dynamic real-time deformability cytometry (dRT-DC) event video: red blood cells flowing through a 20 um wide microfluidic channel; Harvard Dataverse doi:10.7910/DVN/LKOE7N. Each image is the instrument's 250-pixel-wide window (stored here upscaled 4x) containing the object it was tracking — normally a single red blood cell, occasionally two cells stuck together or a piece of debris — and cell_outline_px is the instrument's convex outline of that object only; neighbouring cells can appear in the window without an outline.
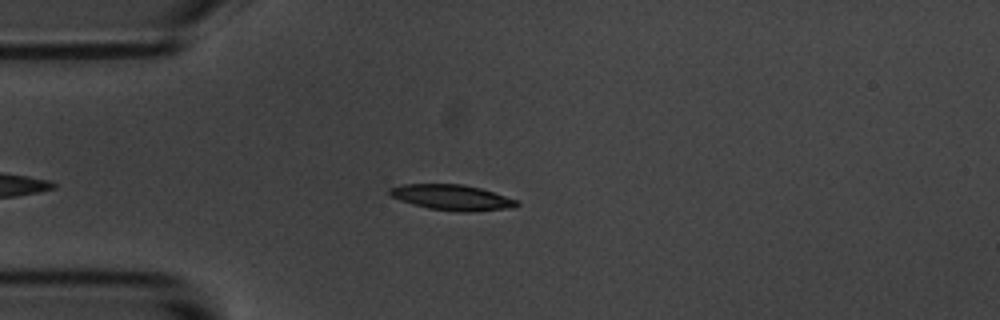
{"species": "common noctule bat (a hibernating species)", "species_latin": "Nyctalus noctula", "temperature_condition": "room temperature", "stored_images_in_passage": 44, "camera_frame_rate_fps": 3000, "um_per_image_px": 0.085, "animal": {"sex": "male", "body_mass_g": 20.1, "forearm_length_mm": 53.5}, "frame": {"image": 1, "passage_image": 5, "time_ms": 1.333, "image_size_px": [1000, 320], "cell_outline_px": [[520, 204], [512, 208], [468, 212], [456, 212], [428, 208], [412, 204], [400, 200], [392, 196], [388, 192], [388, 188], [404, 184], [464, 184], [480, 188], [516, 200]], "centroid_in_image_um": [38.39, 16.78], "position_along_channel_um": 46.6, "area_um2": 18.84}}
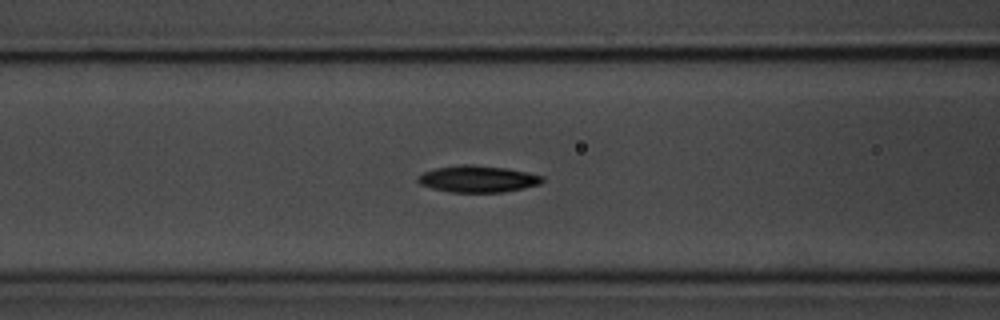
{"frame": {"image": 2, "passage_image": 13, "time_ms": 4.0, "image_size_px": [1000, 320], "cell_outline_px": [[544, 180], [540, 184], [524, 188], [504, 192], [448, 192], [432, 188], [420, 184], [416, 180], [416, 176], [424, 172], [436, 168], [460, 164], [472, 164], [508, 168], [528, 172], [544, 176]], "centroid_in_image_um": [40.61, 15.2], "position_along_channel_um": 126.0, "area_um2": 19.59}}
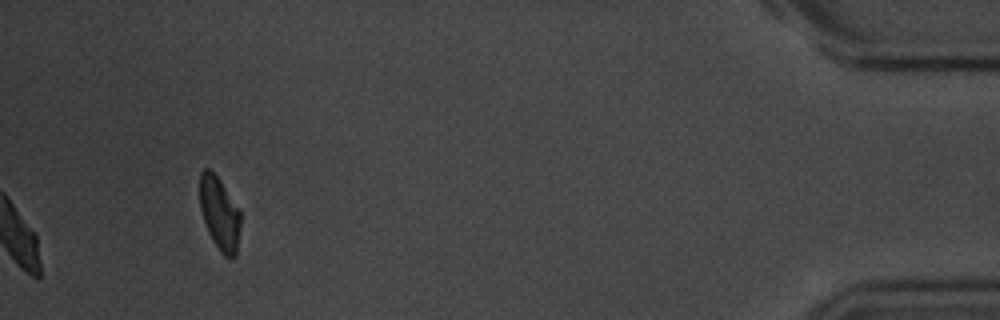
{"frame": {"image": 3, "passage_image": 44, "time_ms": 14.333, "image_size_px": [1000, 320], "cell_outline_px": [[240, 228], [236, 256], [232, 260], [228, 260], [220, 252], [212, 240], [208, 232], [200, 208], [200, 172], [204, 168], [208, 168], [216, 176], [240, 212]], "centroid_in_image_um": [18.66, 18.23], "position_along_channel_um": 416.5, "area_um2": 17.17}, "authors_computed_cell_mechanics": {"area_um2": 18.9006, "velocity_mm_per_s": 3.4912, "shape_relaxation_time_tau1_ms": 2.9072, "shape_relaxation_time_tau2_ms": null, "deformation_change_tau1": 0.1354, "deformation_change_tau2": null}}